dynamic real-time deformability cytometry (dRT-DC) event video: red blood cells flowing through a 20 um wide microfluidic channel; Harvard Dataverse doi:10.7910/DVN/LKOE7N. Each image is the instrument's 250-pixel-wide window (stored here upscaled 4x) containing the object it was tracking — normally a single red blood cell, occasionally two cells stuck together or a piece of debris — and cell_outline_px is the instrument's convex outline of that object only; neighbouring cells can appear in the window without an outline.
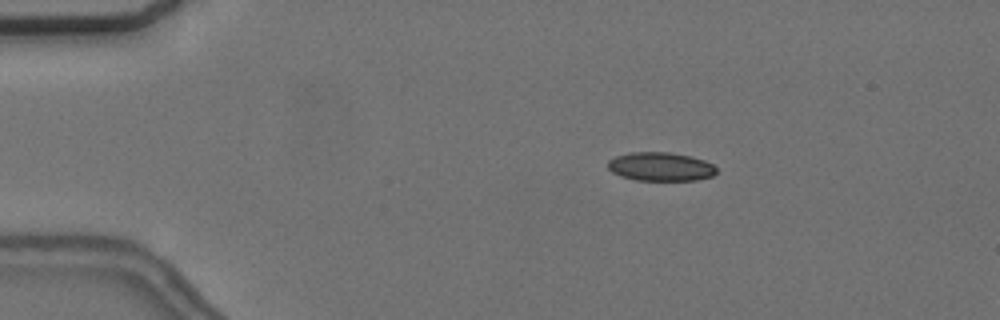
{"species": "common noctule bat (a hibernating species)", "species_latin": "Nyctalus noctula", "temperature_condition": "cold", "stored_images_in_passage": 5, "camera_frame_rate_fps": 3000, "um_per_image_px": 0.085, "animal": {"sex": "female", "body_mass_g": 24.6, "forearm_length_mm": 56.2}, "frame": {"image": 1, "passage_image": 5, "time_ms": 6.333, "image_size_px": [1000, 320], "cell_outline_px": [[716, 172], [712, 176], [696, 180], [636, 180], [620, 176], [612, 172], [608, 168], [608, 160], [616, 156], [632, 152], [668, 152], [688, 156], [704, 160], [712, 164], [716, 168]], "centroid_in_image_um": [56.13, 14.17], "position_along_channel_um": 28.9, "area_um2": 18.03}}